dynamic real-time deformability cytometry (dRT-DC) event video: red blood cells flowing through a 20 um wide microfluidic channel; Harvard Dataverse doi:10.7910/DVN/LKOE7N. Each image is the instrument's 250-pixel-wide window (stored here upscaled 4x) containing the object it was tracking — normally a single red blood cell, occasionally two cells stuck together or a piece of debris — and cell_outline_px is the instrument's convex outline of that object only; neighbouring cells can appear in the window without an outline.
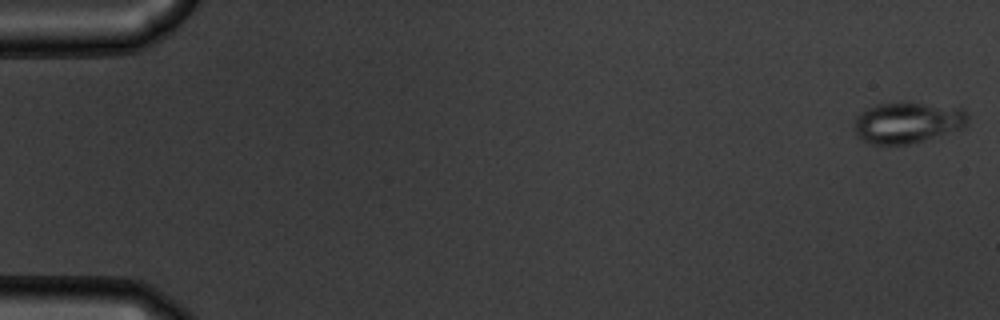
{"species": "common noctule bat (a hibernating species)", "species_latin": "Nyctalus noctula", "temperature_condition": "warm", "stored_images_in_passage": 55, "camera_frame_rate_fps": 3000, "um_per_image_px": 0.085, "animal": {"sex": "male", "body_mass_g": 19.5, "forearm_length_mm": 54.6}, "frame": {"image": 1, "passage_image": 1, "time_ms": 0.0, "image_size_px": [1000, 320], "cell_outline_px": [[968, 120], [964, 128], [908, 144], [872, 144], [856, 136], [856, 116], [860, 112], [876, 104], [900, 100], [960, 104], [968, 112]], "centroid_in_image_um": [77.25, 10.33], "position_along_channel_um": 7.8, "area_um2": 28.32}}
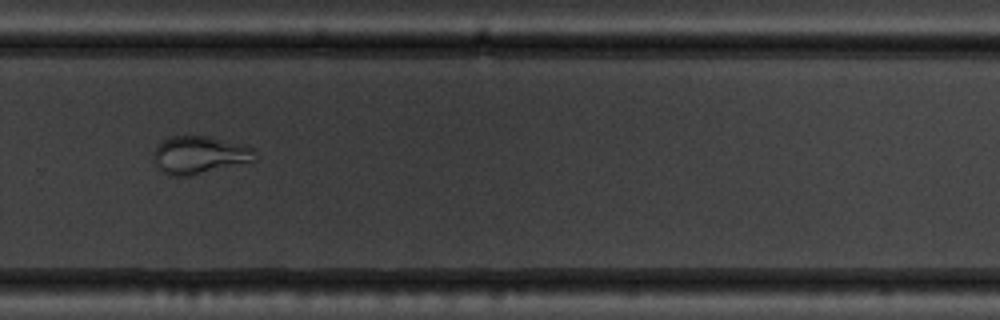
{"frame": {"image": 2, "passage_image": 38, "time_ms": 12.333, "image_size_px": [1000, 320], "cell_outline_px": [[256, 160], [188, 176], [168, 176], [156, 164], [156, 148], [168, 136], [208, 136], [252, 148], [256, 152]], "centroid_in_image_um": [16.96, 13.17], "position_along_channel_um": 312.8, "area_um2": 21.62}}
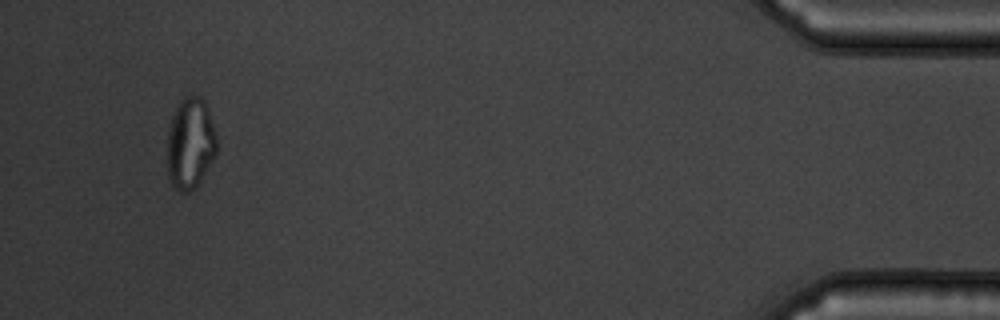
{"frame": {"image": 3, "passage_image": 52, "time_ms": 17.0, "image_size_px": [1000, 320], "cell_outline_px": [[216, 152], [196, 188], [188, 192], [180, 192], [172, 184], [168, 176], [168, 132], [176, 104], [184, 96], [200, 96], [204, 100], [216, 136]], "centroid_in_image_um": [16.16, 12.19], "position_along_channel_um": 419.0, "area_um2": 25.95}, "authors_computed_cell_mechanics": {"area_um2": 25.6632, "velocity_mm_per_s": 3.7387, "shape_relaxation_time_tau1_ms": null, "shape_relaxation_time_tau2_ms": 0.8756, "deformation_change_tau1": null, "deformation_change_tau2": 0.0685}}